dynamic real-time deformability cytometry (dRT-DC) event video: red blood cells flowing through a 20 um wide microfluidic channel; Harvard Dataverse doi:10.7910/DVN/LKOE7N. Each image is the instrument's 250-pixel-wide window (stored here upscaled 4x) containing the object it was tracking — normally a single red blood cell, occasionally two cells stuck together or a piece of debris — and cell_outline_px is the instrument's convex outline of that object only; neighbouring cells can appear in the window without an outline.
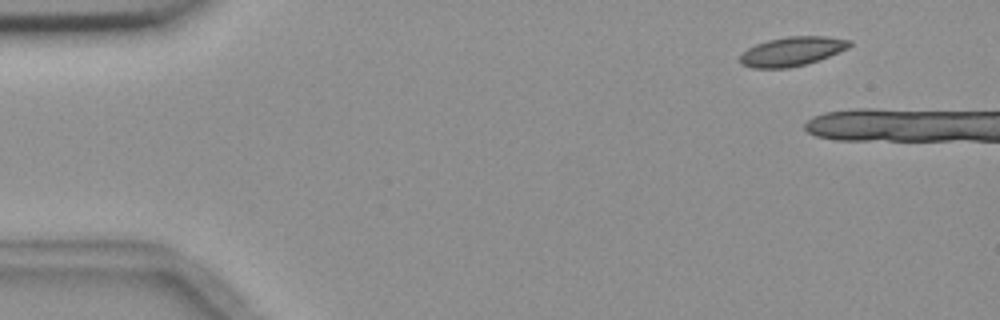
{"species": "common noctule bat (a hibernating species)", "species_latin": "Nyctalus noctula", "temperature_condition": "room temperature", "stored_images_in_passage": 10, "camera_frame_rate_fps": 3000, "um_per_image_px": 0.085, "animal": {"sex": "female", "body_mass_g": 18.4}, "frame": {"image": 1, "passage_image": 2, "time_ms": 1.333, "image_size_px": [1000, 320], "cell_outline_px": [[852, 44], [848, 48], [828, 56], [804, 64], [788, 68], [752, 68], [740, 64], [740, 56], [748, 48], [756, 44], [768, 40], [788, 36], [824, 36], [852, 40]], "centroid_in_image_um": [67.31, 4.36], "position_along_channel_um": 17.7, "area_um2": 18.44}}
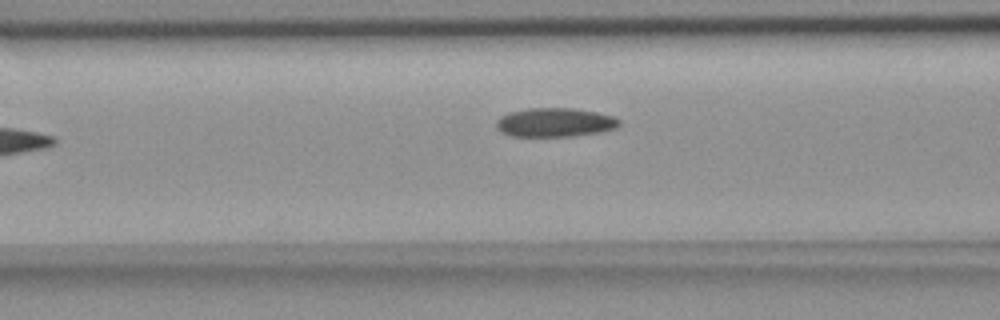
{"frame": {"image": 2, "passage_image": 10, "time_ms": 11.667, "image_size_px": [1000, 320], "cell_outline_px": [[620, 124], [616, 128], [596, 132], [572, 136], [512, 136], [500, 132], [496, 128], [496, 120], [500, 116], [508, 112], [528, 108], [576, 108], [596, 112], [612, 116], [620, 120]], "centroid_in_image_um": [47.11, 10.39], "position_along_channel_um": 119.5, "area_um2": 20.75}}